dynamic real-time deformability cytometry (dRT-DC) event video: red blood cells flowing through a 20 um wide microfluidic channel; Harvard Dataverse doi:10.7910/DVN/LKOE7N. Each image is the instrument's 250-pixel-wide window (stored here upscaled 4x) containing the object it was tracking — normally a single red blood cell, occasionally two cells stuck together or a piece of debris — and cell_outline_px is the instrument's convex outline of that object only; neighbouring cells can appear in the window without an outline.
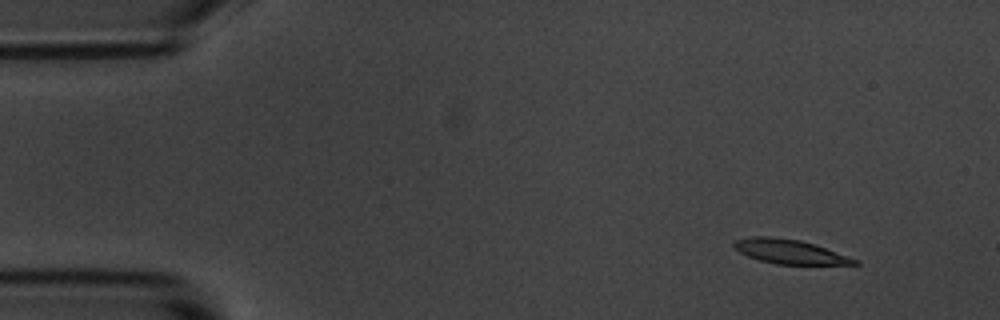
{"species": "common noctule bat (a hibernating species)", "species_latin": "Nyctalus noctula", "temperature_condition": "room temperature", "stored_images_in_passage": 5, "camera_frame_rate_fps": 3000, "um_per_image_px": 0.085, "animal": {"sex": "male", "body_mass_g": 20.1, "forearm_length_mm": 53.5}, "frame": {"image": 1, "passage_image": 1, "time_ms": 0.0, "image_size_px": [1000, 320], "cell_outline_px": [[860, 264], [776, 264], [760, 260], [748, 256], [732, 248], [732, 244], [736, 240], [752, 236], [772, 236], [800, 240], [860, 260]], "centroid_in_image_um": [67.08, 21.38], "position_along_channel_um": 17.9, "area_um2": 16.88}}
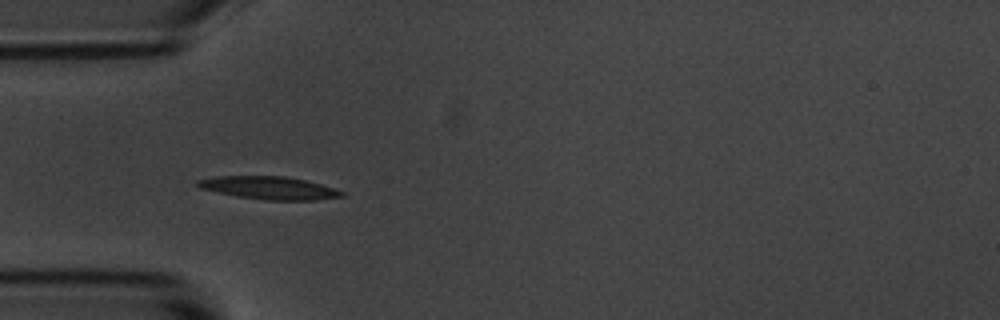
{"frame": {"image": 2, "passage_image": 4, "time_ms": 3.667, "image_size_px": [1000, 320], "cell_outline_px": [[344, 196], [316, 200], [264, 200], [236, 196], [200, 188], [196, 184], [196, 180], [216, 176], [284, 176], [304, 180], [320, 184], [344, 192]], "centroid_in_image_um": [22.85, 15.97], "position_along_channel_um": 62.2, "area_um2": 19.02}}